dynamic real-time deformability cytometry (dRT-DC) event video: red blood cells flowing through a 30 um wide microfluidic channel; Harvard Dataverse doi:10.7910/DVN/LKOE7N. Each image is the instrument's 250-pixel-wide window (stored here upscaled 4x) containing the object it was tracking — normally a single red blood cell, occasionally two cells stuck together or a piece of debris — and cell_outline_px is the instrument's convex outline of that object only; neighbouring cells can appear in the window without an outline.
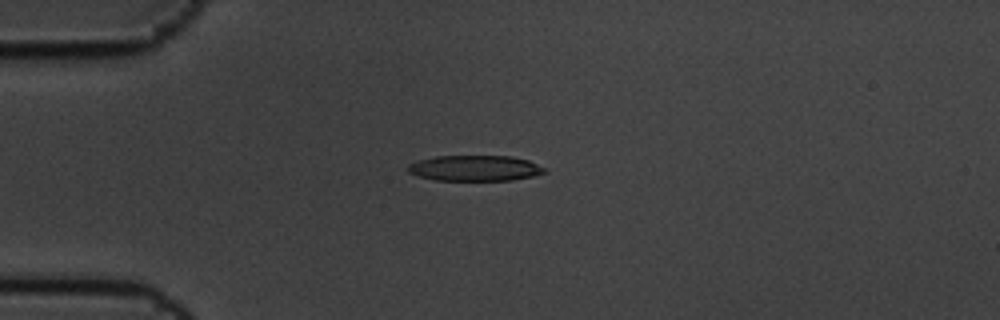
{"species": "common noctule bat (a hibernating species)", "species_latin": "Nyctalus noctula", "temperature_condition": "cold", "stored_images_in_passage": 6, "camera_frame_rate_fps": 3000, "um_per_image_px": 0.085, "animal": {"sex": "male", "body_mass_g": 19.5, "forearm_length_mm": 54.6}, "frame": {"image": 1, "passage_image": 4, "time_ms": 1.0, "image_size_px": [1000, 320], "cell_outline_px": [[544, 172], [536, 176], [512, 180], [436, 180], [420, 176], [408, 172], [408, 164], [420, 160], [436, 156], [512, 156], [528, 160], [544, 168]], "centroid_in_image_um": [40.38, 14.29], "position_along_channel_um": 44.6, "area_um2": 20.23}}
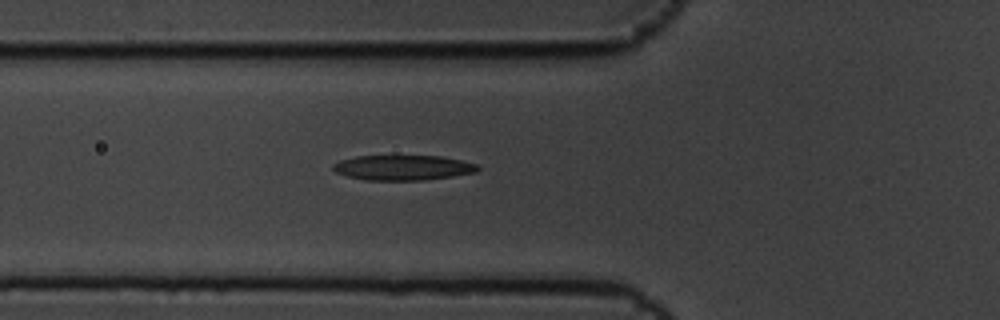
{"frame": {"image": 2, "passage_image": 6, "time_ms": 1.667, "image_size_px": [1000, 320], "cell_outline_px": [[480, 168], [476, 172], [452, 176], [424, 180], [364, 180], [348, 176], [336, 172], [332, 168], [332, 164], [340, 160], [356, 156], [440, 156], [460, 160], [476, 164]], "centroid_in_image_um": [34.23, 14.25], "position_along_channel_um": 91.6, "area_um2": 21.04}}